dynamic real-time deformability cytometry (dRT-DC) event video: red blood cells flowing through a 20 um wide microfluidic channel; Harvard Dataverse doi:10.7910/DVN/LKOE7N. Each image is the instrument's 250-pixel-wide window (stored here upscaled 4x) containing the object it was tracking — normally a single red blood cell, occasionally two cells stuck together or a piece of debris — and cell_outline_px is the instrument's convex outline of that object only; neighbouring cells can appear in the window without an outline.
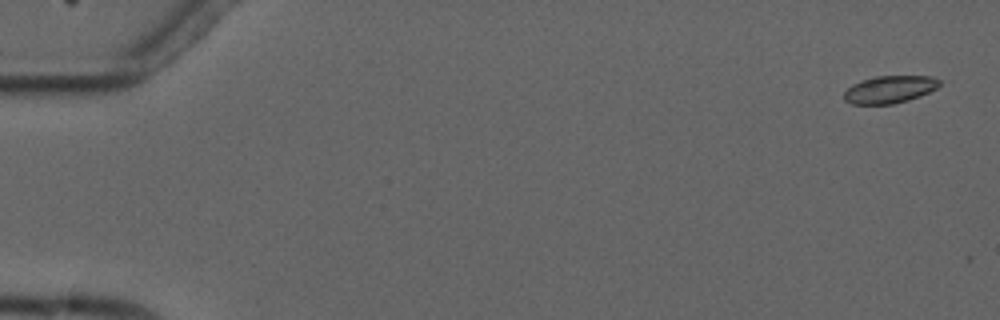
{"species": "common noctule bat (a hibernating species)", "species_latin": "Nyctalus noctula", "temperature_condition": "cold", "stored_images_in_passage": 5, "camera_frame_rate_fps": 3000, "um_per_image_px": 0.085, "animal": {"sex": "male", "forearm_length_mm": 52.5}, "frame": {"image": 1, "passage_image": 1, "time_ms": 0.0, "image_size_px": [1000, 320], "cell_outline_px": [[940, 84], [936, 88], [920, 96], [908, 100], [892, 104], [852, 104], [844, 100], [844, 92], [852, 84], [876, 76], [932, 76], [940, 80]], "centroid_in_image_um": [75.62, 7.6], "position_along_channel_um": 9.4, "area_um2": 15.14}}